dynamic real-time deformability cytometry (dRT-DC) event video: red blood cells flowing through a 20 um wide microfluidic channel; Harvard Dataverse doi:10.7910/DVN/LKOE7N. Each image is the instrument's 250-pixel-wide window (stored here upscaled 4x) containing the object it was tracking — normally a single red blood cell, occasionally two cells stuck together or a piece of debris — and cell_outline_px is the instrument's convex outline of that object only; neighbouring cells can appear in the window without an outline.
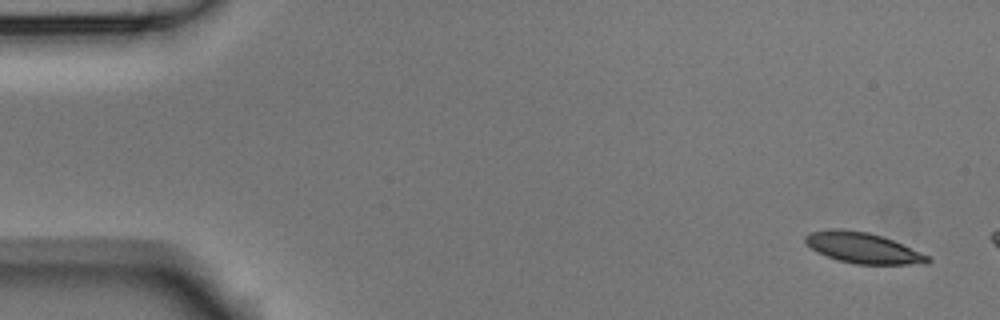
{"species": "Egyptian fruit bat (a non-hibernating species)", "species_latin": "Rousettus aegyptiacus", "temperature_condition": "room temperature", "stored_images_in_passage": 4, "camera_frame_rate_fps": 3000, "um_per_image_px": 0.085, "animal": {"sex": "male"}, "frame": {"image": 1, "passage_image": 1, "time_ms": 0.0, "image_size_px": [1000, 320], "cell_outline_px": [[932, 260], [928, 264], [856, 264], [840, 260], [816, 252], [804, 240], [804, 236], [808, 232], [832, 228], [840, 228], [868, 232], [892, 240], [928, 256]], "centroid_in_image_um": [73.31, 21.06], "position_along_channel_um": 11.7, "area_um2": 21.68}}